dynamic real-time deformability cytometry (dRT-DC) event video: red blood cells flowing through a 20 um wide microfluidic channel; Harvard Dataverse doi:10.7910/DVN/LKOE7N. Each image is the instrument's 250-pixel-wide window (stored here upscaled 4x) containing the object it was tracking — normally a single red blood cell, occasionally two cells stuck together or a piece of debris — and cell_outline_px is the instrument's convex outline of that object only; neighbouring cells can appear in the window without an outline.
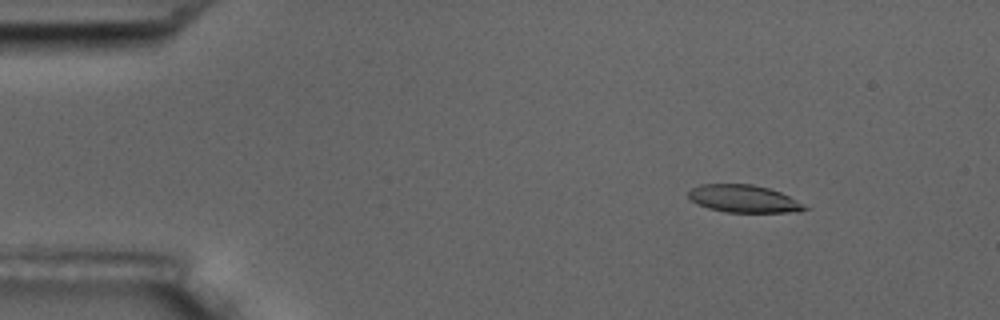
{"species": "common noctule bat (a hibernating species)", "species_latin": "Nyctalus noctula", "temperature_condition": "room temperature", "stored_images_in_passage": 6, "camera_frame_rate_fps": 3000, "um_per_image_px": 0.085, "animal": {"sex": "male", "body_mass_g": 17.5, "forearm_length_mm": 52.3}, "frame": {"image": 1, "passage_image": 1, "time_ms": 0.0, "image_size_px": [1000, 320], "cell_outline_px": [[808, 208], [800, 212], [724, 212], [708, 208], [696, 204], [688, 196], [688, 192], [692, 188], [700, 184], [752, 184], [768, 188], [780, 192], [796, 200]], "centroid_in_image_um": [63.18, 16.89], "position_along_channel_um": 21.8, "area_um2": 18.55}}
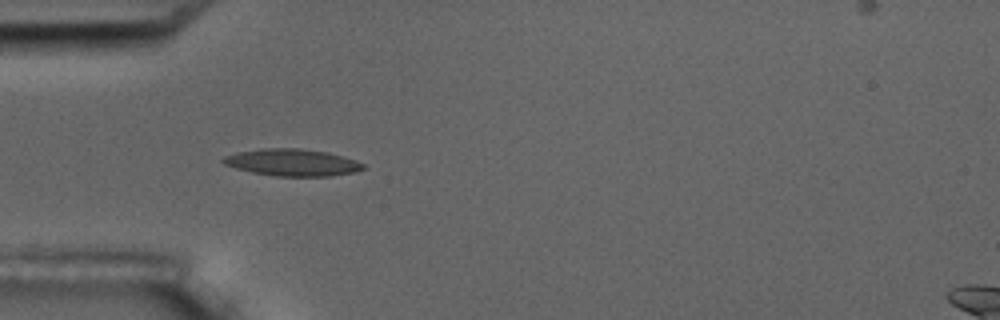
{"frame": {"image": 2, "passage_image": 4, "time_ms": 3.333, "image_size_px": [1000, 320], "cell_outline_px": [[364, 168], [356, 172], [332, 176], [276, 176], [252, 172], [236, 168], [224, 164], [220, 160], [224, 156], [236, 152], [264, 148], [296, 148], [328, 152], [344, 156], [356, 160], [364, 164]], "centroid_in_image_um": [24.85, 13.81], "position_along_channel_um": 60.2, "area_um2": 22.08}}